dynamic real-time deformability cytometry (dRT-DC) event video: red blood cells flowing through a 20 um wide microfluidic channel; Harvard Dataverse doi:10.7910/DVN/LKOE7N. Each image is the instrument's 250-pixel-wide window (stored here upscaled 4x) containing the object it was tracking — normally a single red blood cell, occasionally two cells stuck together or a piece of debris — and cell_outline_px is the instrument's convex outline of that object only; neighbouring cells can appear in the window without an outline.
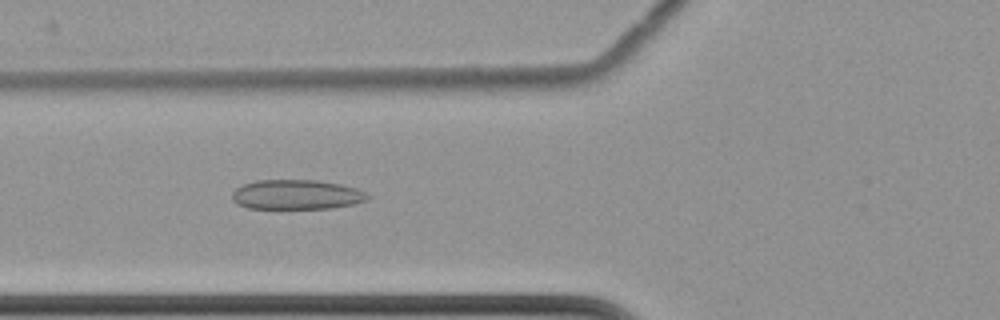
{"species": "common noctule bat (a hibernating species)", "species_latin": "Nyctalus noctula", "temperature_condition": "cold", "stored_images_in_passage": 58, "camera_frame_rate_fps": 3000, "um_per_image_px": 0.085, "animal": {"sex": "female", "body_mass_g": 22.7, "forearm_length_mm": 54.2}, "frame": {"image": 1, "passage_image": 22, "time_ms": 7.0, "image_size_px": [1000, 320], "cell_outline_px": [[368, 200], [352, 204], [332, 208], [248, 208], [236, 204], [232, 200], [232, 192], [236, 188], [244, 184], [256, 180], [316, 180], [340, 184], [356, 188], [364, 192], [368, 196]], "centroid_in_image_um": [25.17, 16.54], "position_along_channel_um": 100.6, "area_um2": 23.35}}
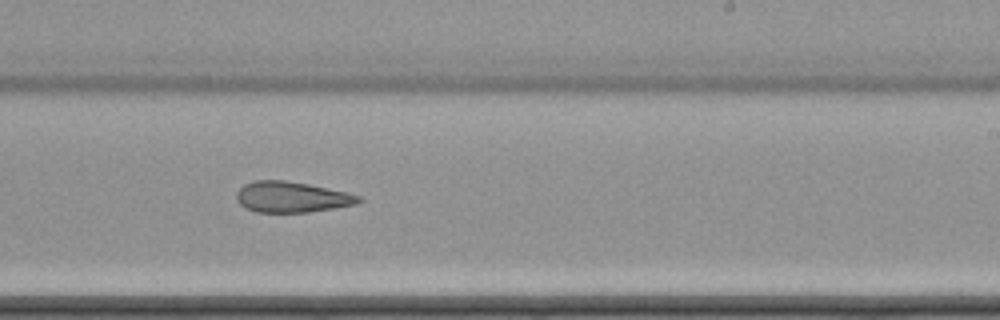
{"frame": {"image": 2, "passage_image": 36, "time_ms": 11.667, "image_size_px": [1000, 320], "cell_outline_px": [[364, 200], [356, 204], [336, 208], [308, 212], [256, 212], [244, 208], [236, 200], [236, 192], [244, 184], [252, 180], [284, 180], [308, 184], [344, 192], [360, 196]], "centroid_in_image_um": [24.75, 16.75], "position_along_channel_um": 264.2, "area_um2": 21.96}}
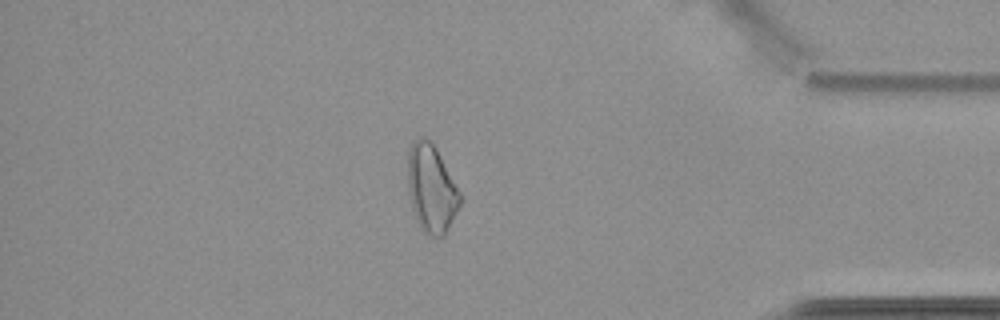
{"frame": {"image": 3, "passage_image": 50, "time_ms": 16.333, "image_size_px": [1000, 320], "cell_outline_px": [[460, 204], [444, 236], [432, 236], [424, 232], [420, 228], [408, 192], [408, 148], [420, 136], [424, 136], [432, 140], [460, 192]], "centroid_in_image_um": [36.66, 15.98], "position_along_channel_um": 398.5, "area_um2": 26.47}, "authors_computed_cell_mechanics": {"area_um2": 26.3857, "velocity_mm_per_s": 3.5029, "shape_relaxation_time_tau1_ms": null, "shape_relaxation_time_tau2_ms": 5.2537, "deformation_change_tau1": null, "deformation_change_tau2": 0.1393}}